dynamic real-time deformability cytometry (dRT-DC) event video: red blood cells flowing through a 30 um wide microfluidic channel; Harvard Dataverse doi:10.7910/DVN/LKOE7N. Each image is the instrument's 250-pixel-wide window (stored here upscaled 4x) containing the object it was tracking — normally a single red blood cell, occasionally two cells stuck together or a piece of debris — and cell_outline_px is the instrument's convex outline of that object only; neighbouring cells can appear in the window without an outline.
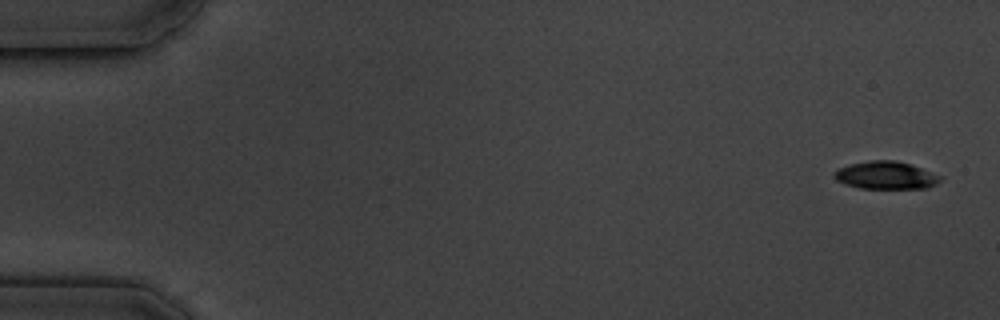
{"species": "common noctule bat (a hibernating species)", "species_latin": "Nyctalus noctula", "temperature_condition": "cold", "stored_images_in_passage": 5, "camera_frame_rate_fps": 3000, "um_per_image_px": 0.085, "animal": {"sex": "male", "body_mass_g": 19.5, "forearm_length_mm": 54.6}, "frame": {"image": 1, "passage_image": 1, "time_ms": 0.0, "image_size_px": [1000, 320], "cell_outline_px": [[944, 176], [936, 184], [928, 188], [860, 188], [844, 184], [836, 180], [832, 176], [832, 172], [836, 168], [848, 164], [872, 160], [896, 160], [912, 164]], "centroid_in_image_um": [75.28, 14.89], "position_along_channel_um": 9.7, "area_um2": 17.51}}
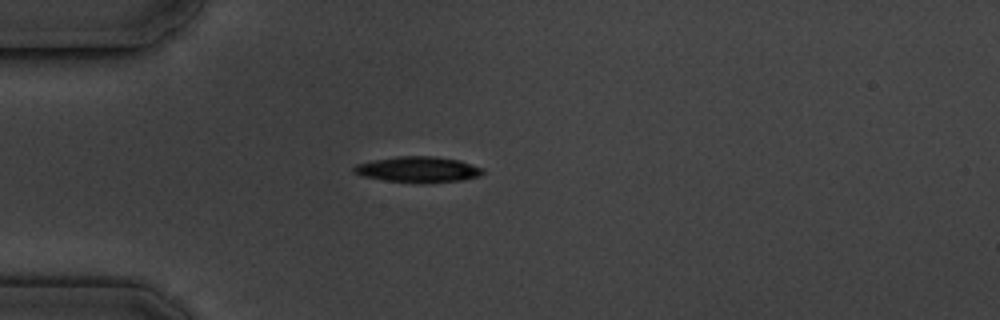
{"frame": {"image": 2, "passage_image": 5, "time_ms": 4.667, "image_size_px": [1000, 320], "cell_outline_px": [[484, 172], [480, 176], [464, 180], [424, 184], [384, 180], [364, 176], [352, 172], [352, 168], [356, 164], [372, 160], [396, 156], [432, 156], [460, 160], [484, 168]], "centroid_in_image_um": [35.56, 14.41], "position_along_channel_um": 49.4, "area_um2": 19.71}}